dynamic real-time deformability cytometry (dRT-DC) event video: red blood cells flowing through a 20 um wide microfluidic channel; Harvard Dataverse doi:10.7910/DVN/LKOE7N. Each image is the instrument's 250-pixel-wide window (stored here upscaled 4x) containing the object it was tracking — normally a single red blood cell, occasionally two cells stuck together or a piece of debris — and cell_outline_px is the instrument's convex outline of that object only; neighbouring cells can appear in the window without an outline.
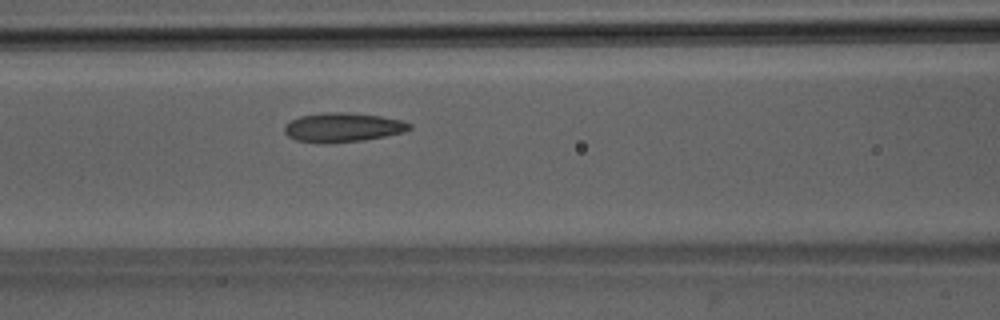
{"species": "Egyptian fruit bat (a non-hibernating species)", "species_latin": "Rousettus aegyptiacus", "temperature_condition": "room temperature", "stored_images_in_passage": 45, "camera_frame_rate_fps": 3000, "um_per_image_px": 0.085, "animal": {"sex": "male"}, "frame": {"image": 1, "passage_image": 16, "time_ms": 5.0, "image_size_px": [1000, 320], "cell_outline_px": [[412, 128], [404, 132], [364, 140], [320, 144], [296, 140], [288, 136], [284, 132], [284, 124], [300, 116], [328, 112], [344, 112], [380, 116], [400, 120], [412, 124]], "centroid_in_image_um": [29.11, 10.84], "position_along_channel_um": 137.5, "area_um2": 21.27}}
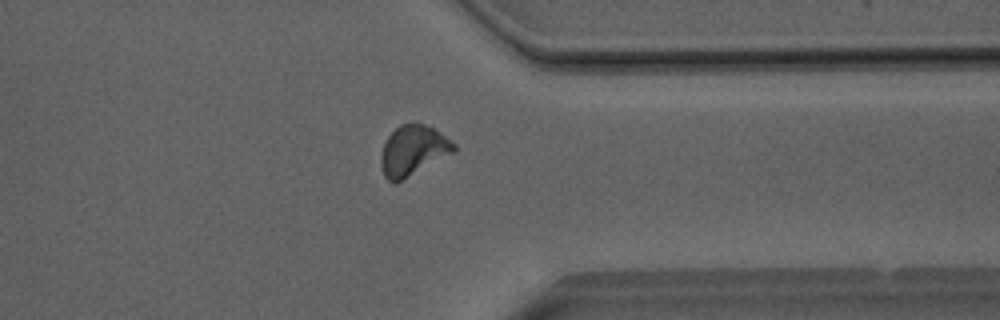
{"frame": {"image": 2, "passage_image": 34, "time_ms": 11.0, "image_size_px": [1000, 320], "cell_outline_px": [[456, 148], [452, 152], [396, 184], [392, 184], [384, 176], [380, 164], [380, 156], [384, 144], [388, 136], [400, 124], [424, 124], [440, 132], [456, 144]], "centroid_in_image_um": [35.06, 12.82], "position_along_channel_um": 376.3, "area_um2": 21.04}}
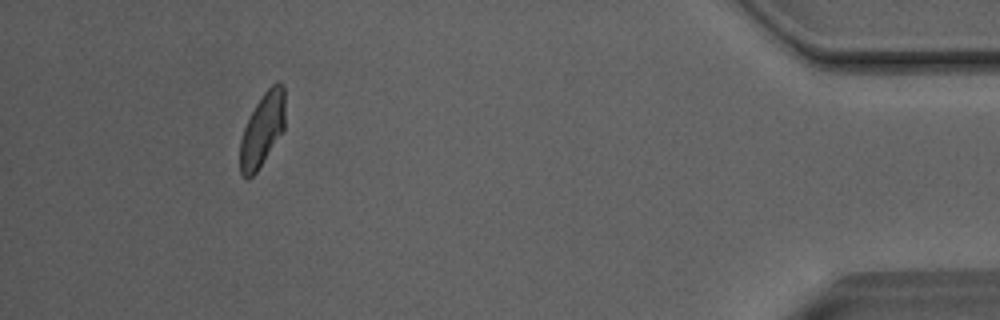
{"frame": {"image": 3, "passage_image": 41, "time_ms": 13.333, "image_size_px": [1000, 320], "cell_outline_px": [[284, 128], [256, 172], [248, 180], [240, 172], [240, 140], [244, 128], [256, 104], [264, 92], [276, 80], [284, 84]], "centroid_in_image_um": [22.29, 10.99], "position_along_channel_um": 412.9, "area_um2": 18.9}, "authors_computed_cell_mechanics": {"area_um2": 20.4612, "velocity_mm_per_s": 4.047, "shape_relaxation_time_tau1_ms": 6.3098, "shape_relaxation_time_tau2_ms": 1.7056, "deformation_change_tau1": 0.1446, "deformation_change_tau2": 0.0666}}